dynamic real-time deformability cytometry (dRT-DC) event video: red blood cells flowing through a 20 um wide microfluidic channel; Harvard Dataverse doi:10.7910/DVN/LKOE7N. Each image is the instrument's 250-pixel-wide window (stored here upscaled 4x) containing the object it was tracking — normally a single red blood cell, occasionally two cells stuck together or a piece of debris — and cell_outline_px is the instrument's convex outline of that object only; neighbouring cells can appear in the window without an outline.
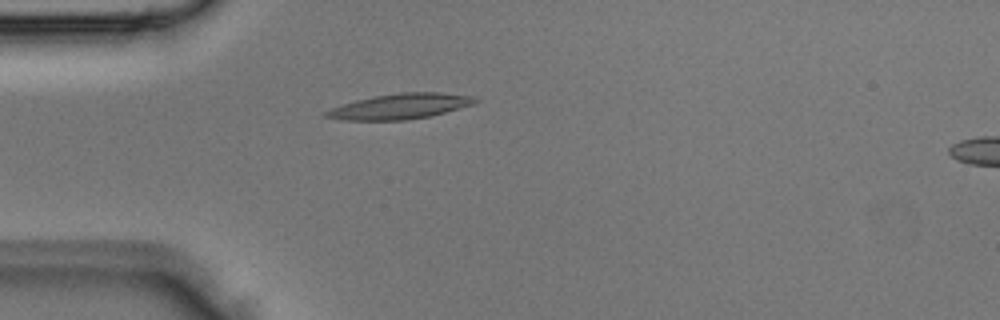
{"species": "Egyptian fruit bat (a non-hibernating species)", "species_latin": "Rousettus aegyptiacus", "temperature_condition": "room temperature", "stored_images_in_passage": 3, "segment_of_instrument_passage": [1, 2], "camera_frame_rate_fps": 3000, "um_per_image_px": 0.085, "animal": {"sex": "male"}, "frame": {"image": 1, "passage_image": 2, "time_ms": 0.333, "image_size_px": [1000, 320], "cell_outline_px": [[480, 100], [476, 104], [428, 116], [404, 120], [344, 120], [324, 116], [320, 112], [356, 100], [376, 96], [404, 92], [440, 92], [476, 96]], "centroid_in_image_um": [34.05, 9.03], "position_along_channel_um": 50.9, "area_um2": 21.96}}